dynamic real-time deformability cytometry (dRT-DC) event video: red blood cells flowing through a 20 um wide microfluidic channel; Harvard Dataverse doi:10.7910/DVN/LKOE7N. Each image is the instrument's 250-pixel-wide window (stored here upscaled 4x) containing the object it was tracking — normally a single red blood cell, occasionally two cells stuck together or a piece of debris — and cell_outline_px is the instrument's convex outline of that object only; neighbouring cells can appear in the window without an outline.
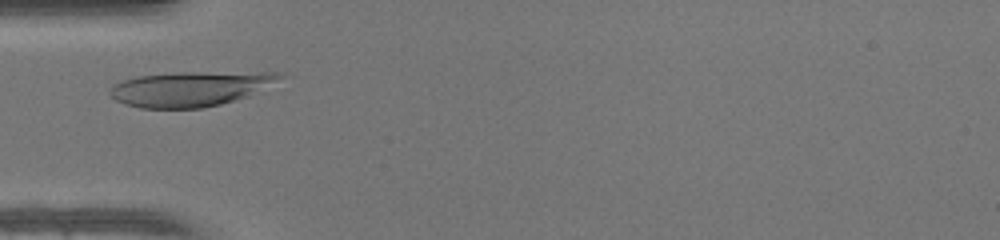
{"species": "human", "species_latin": "Homo sapiens", "temperature_condition": "warm", "stored_images_in_passage": 29, "camera_frame_rate_fps": 3000, "um_per_image_px": 0.085, "donor": {"sex": "female"}, "frame": {"image": 1, "passage_image": 5, "time_ms": 1.333, "image_size_px": [1000, 240], "cell_outline_px": [[288, 76], [248, 96], [220, 104], [200, 108], [140, 108], [124, 104], [116, 100], [108, 92], [116, 84], [124, 80], [140, 76], [180, 72], [284, 72]], "centroid_in_image_um": [16.25, 7.54], "position_along_channel_um": 68.8, "area_um2": 34.45}}
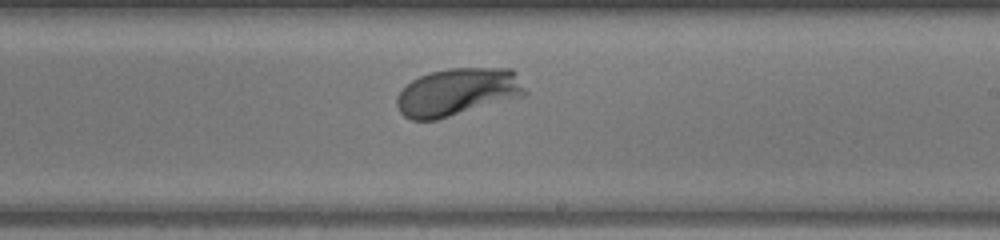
{"frame": {"image": 2, "passage_image": 18, "time_ms": 5.667, "image_size_px": [1000, 240], "cell_outline_px": [[528, 96], [436, 120], [412, 120], [404, 116], [400, 112], [396, 104], [396, 96], [412, 80], [420, 76], [432, 72], [448, 68], [512, 68], [516, 72], [528, 92]], "centroid_in_image_um": [38.96, 7.83], "position_along_channel_um": 250.0, "area_um2": 36.07}}
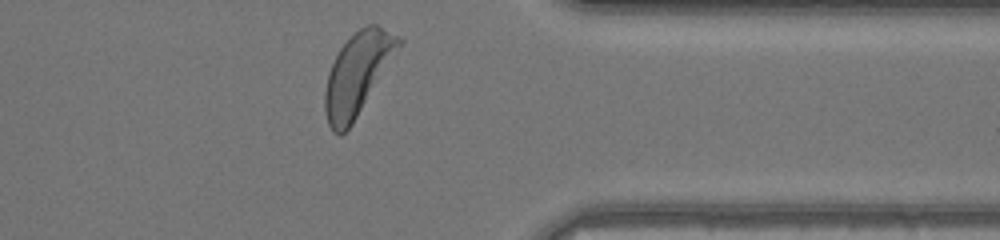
{"frame": {"image": 3, "passage_image": 28, "time_ms": 9.0, "image_size_px": [1000, 240], "cell_outline_px": [[404, 40], [400, 48], [352, 124], [340, 136], [332, 132], [328, 124], [324, 108], [324, 92], [328, 72], [340, 48], [360, 28], [368, 24], [376, 24], [400, 36]], "centroid_in_image_um": [30.39, 6.28], "position_along_channel_um": 381.0, "area_um2": 34.91}, "authors_computed_cell_mechanics": {"area_um2": 33.9864, "velocity_mm_per_s": 4.2025, "shape_relaxation_time_tau1_ms": 1.5628, "shape_relaxation_time_tau2_ms": null, "deformation_change_tau1": 0.1519, "deformation_change_tau2": null}}